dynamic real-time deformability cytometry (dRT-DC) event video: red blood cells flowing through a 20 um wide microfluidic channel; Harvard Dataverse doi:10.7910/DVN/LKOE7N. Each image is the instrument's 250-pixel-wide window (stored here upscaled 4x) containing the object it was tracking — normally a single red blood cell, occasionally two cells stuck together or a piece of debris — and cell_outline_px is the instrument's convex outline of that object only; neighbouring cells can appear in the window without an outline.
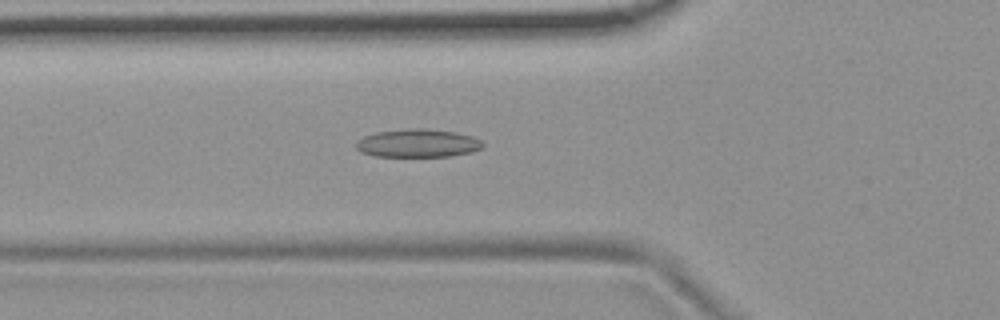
{"species": "common noctule bat (a hibernating species)", "species_latin": "Nyctalus noctula", "temperature_condition": "room temperature", "stored_images_in_passage": 51, "camera_frame_rate_fps": 3000, "um_per_image_px": 0.085, "animal": {"sex": "female", "body_mass_g": 19.9}, "frame": {"image": 1, "passage_image": 16, "time_ms": 5.0, "image_size_px": [1000, 320], "cell_outline_px": [[484, 144], [480, 148], [472, 152], [448, 156], [372, 156], [360, 152], [356, 148], [356, 140], [364, 136], [376, 132], [408, 128], [424, 128], [456, 132], [472, 136], [480, 140]], "centroid_in_image_um": [35.47, 12.16], "position_along_channel_um": 90.3, "area_um2": 20.87}}
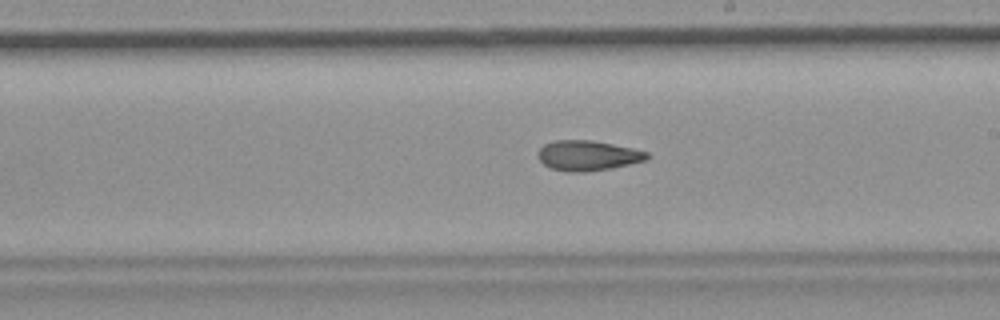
{"frame": {"image": 2, "passage_image": 28, "time_ms": 9.0, "image_size_px": [1000, 320], "cell_outline_px": [[652, 156], [648, 160], [612, 168], [584, 172], [568, 172], [552, 168], [544, 164], [536, 156], [536, 152], [544, 144], [552, 140], [592, 140], [632, 148], [648, 152]], "centroid_in_image_um": [49.97, 13.22], "position_along_channel_um": 239.0, "area_um2": 19.36}}
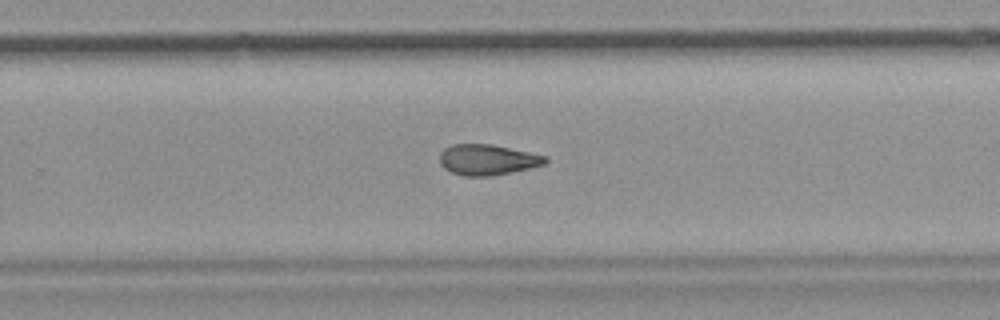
{"frame": {"image": 3, "passage_image": 32, "time_ms": 10.333, "image_size_px": [1000, 320], "cell_outline_px": [[548, 160], [544, 164], [528, 168], [492, 176], [464, 176], [452, 172], [444, 168], [440, 164], [440, 152], [444, 148], [452, 144], [492, 144], [548, 156]], "centroid_in_image_um": [41.42, 13.57], "position_along_channel_um": 288.4, "area_um2": 18.84}, "authors_computed_cell_mechanics": {"area_um2": 19.652, "velocity_mm_per_s": 3.7173, "shape_relaxation_time_tau1_ms": null, "shape_relaxation_time_tau2_ms": 5.7569, "deformation_change_tau1": null, "deformation_change_tau2": 0.1385}}